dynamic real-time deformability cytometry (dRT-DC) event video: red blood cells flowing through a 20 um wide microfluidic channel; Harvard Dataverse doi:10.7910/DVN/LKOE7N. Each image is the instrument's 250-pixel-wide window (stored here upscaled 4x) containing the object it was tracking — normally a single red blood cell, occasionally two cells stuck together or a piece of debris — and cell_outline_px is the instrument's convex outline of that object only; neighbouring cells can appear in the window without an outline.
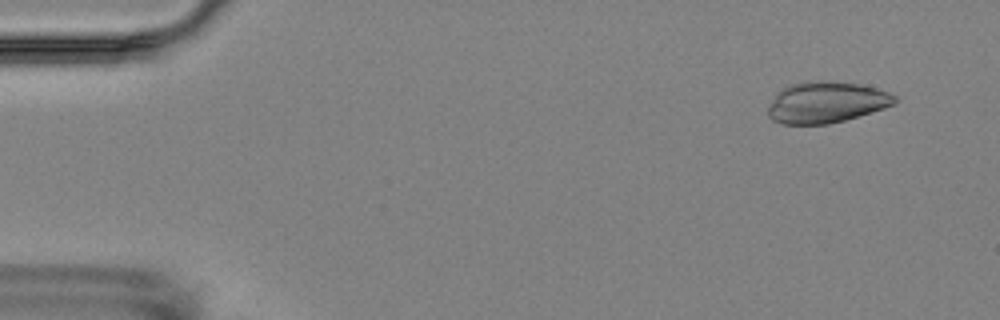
{"species": "Egyptian fruit bat (a non-hibernating species)", "species_latin": "Rousettus aegyptiacus", "temperature_condition": "room temperature", "stored_images_in_passage": 10, "camera_frame_rate_fps": 3000, "um_per_image_px": 0.085, "animal": {"sex": "female"}, "frame": {"image": 1, "passage_image": 1, "time_ms": 0.0, "image_size_px": [1000, 320], "cell_outline_px": [[900, 100], [896, 104], [884, 108], [844, 120], [828, 124], [784, 124], [772, 120], [768, 116], [768, 108], [776, 96], [784, 88], [792, 84], [808, 80], [828, 80], [860, 84], [876, 88], [888, 92], [896, 96]], "centroid_in_image_um": [70.28, 8.69], "position_along_channel_um": 14.7, "area_um2": 30.4}}
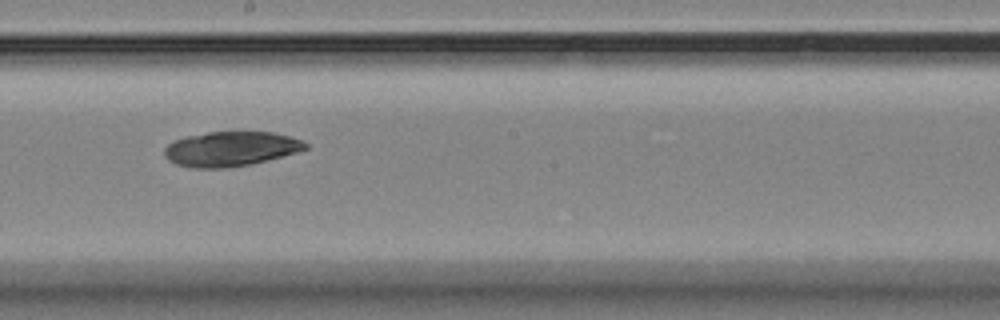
{"frame": {"image": 2, "passage_image": 9, "time_ms": 9.0, "image_size_px": [1000, 320], "cell_outline_px": [[308, 148], [296, 152], [268, 160], [252, 164], [228, 168], [192, 168], [176, 164], [168, 160], [164, 156], [164, 148], [168, 144], [184, 136], [208, 132], [272, 132], [304, 140], [308, 144]], "centroid_in_image_um": [19.6, 12.66], "position_along_channel_um": 228.6, "area_um2": 28.67}}
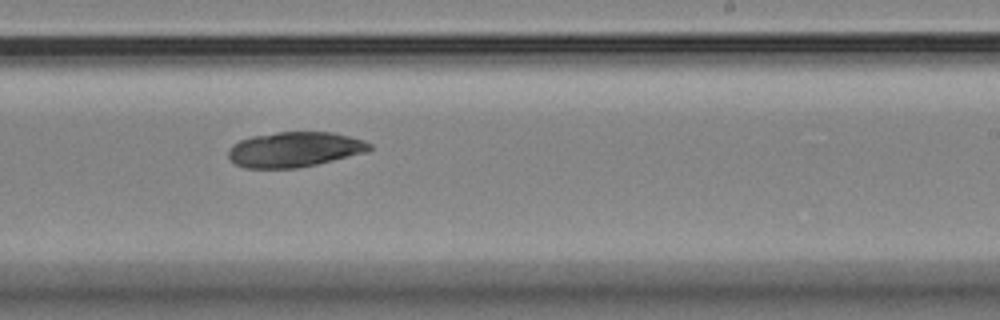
{"frame": {"image": 3, "passage_image": 10, "time_ms": 10.0, "image_size_px": [1000, 320], "cell_outline_px": [[372, 148], [368, 152], [316, 164], [296, 168], [244, 168], [236, 164], [228, 156], [228, 148], [232, 144], [240, 140], [252, 136], [276, 132], [332, 132], [364, 140], [372, 144]], "centroid_in_image_um": [25.03, 12.7], "position_along_channel_um": 264.0, "area_um2": 28.96}}